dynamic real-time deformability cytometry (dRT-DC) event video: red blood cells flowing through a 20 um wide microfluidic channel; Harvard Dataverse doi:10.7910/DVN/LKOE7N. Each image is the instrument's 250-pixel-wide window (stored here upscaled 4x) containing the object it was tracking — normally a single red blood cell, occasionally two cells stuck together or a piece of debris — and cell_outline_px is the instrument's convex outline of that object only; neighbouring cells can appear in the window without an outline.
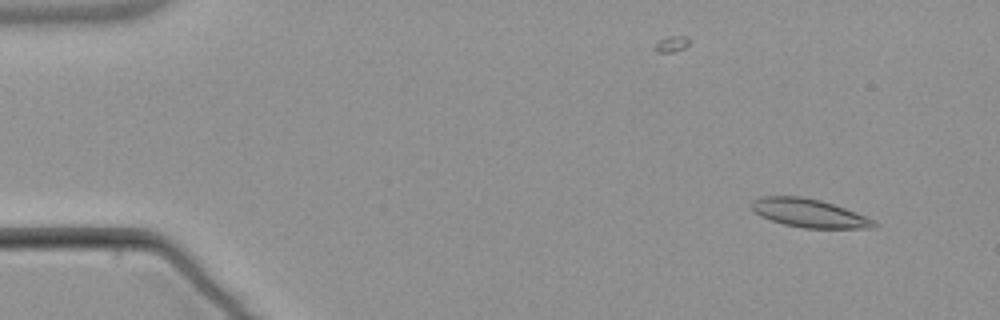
{"species": "common noctule bat (a hibernating species)", "species_latin": "Nyctalus noctula", "temperature_condition": "warm", "stored_images_in_passage": 4, "camera_frame_rate_fps": 3000, "um_per_image_px": 0.085, "animal": {"sex": "male", "body_mass_g": 21.5, "forearm_length_mm": 52.0}, "frame": {"image": 1, "passage_image": 2, "time_ms": 1.0, "image_size_px": [1000, 320], "cell_outline_px": [[880, 224], [872, 228], [804, 228], [784, 224], [760, 216], [752, 208], [752, 200], [764, 196], [800, 196], [820, 200], [856, 212]], "centroid_in_image_um": [68.77, 18.12], "position_along_channel_um": 16.2, "area_um2": 20.0}}